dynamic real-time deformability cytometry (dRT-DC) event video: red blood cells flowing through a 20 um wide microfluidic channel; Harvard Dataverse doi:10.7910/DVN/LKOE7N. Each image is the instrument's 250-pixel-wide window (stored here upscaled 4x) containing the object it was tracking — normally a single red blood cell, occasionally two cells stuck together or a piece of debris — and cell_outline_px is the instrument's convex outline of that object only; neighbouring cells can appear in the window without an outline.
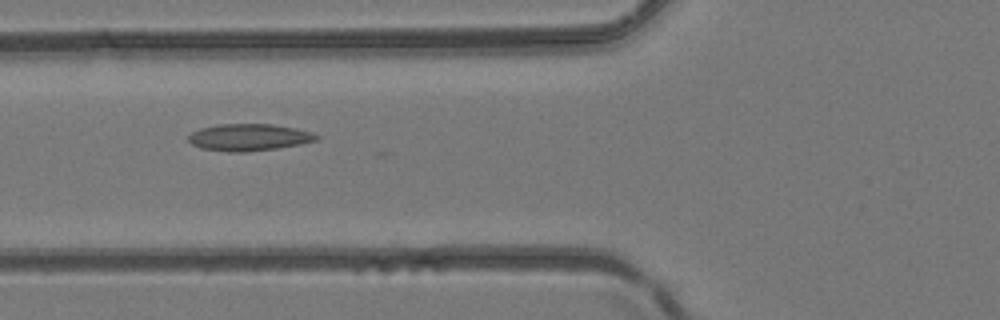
{"species": "common noctule bat (a hibernating species)", "species_latin": "Nyctalus noctula", "temperature_condition": "room temperature", "stored_images_in_passage": 3, "camera_frame_rate_fps": 3000, "um_per_image_px": 0.085, "animal": {"sex": "female", "body_mass_g": 24.6, "forearm_length_mm": 56.2}, "frame": {"image": 1, "passage_image": 3, "time_ms": 0.667, "image_size_px": [1000, 320], "cell_outline_px": [[320, 136], [316, 140], [300, 144], [276, 148], [248, 152], [228, 152], [200, 148], [192, 144], [188, 140], [188, 136], [192, 132], [200, 128], [220, 124], [272, 124], [296, 128], [312, 132]], "centroid_in_image_um": [21.15, 11.67], "position_along_channel_um": 104.7, "area_um2": 20.11}}